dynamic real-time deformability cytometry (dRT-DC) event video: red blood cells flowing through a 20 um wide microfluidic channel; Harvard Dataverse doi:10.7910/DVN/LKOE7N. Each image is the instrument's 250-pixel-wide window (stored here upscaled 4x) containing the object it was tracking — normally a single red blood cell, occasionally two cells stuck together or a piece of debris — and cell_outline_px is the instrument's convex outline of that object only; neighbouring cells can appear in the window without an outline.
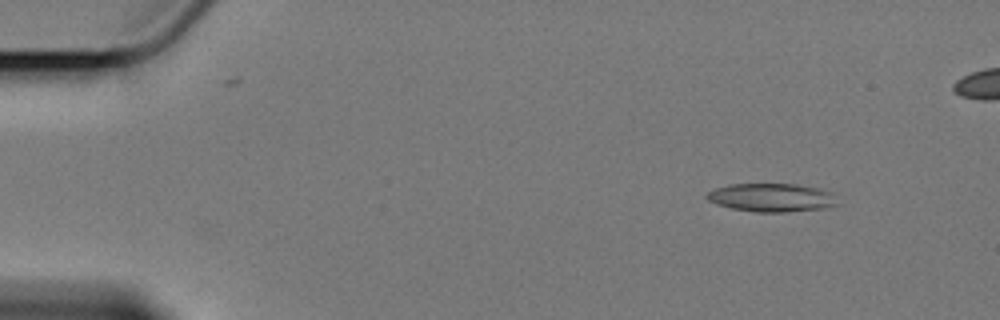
{"species": "Egyptian fruit bat (a non-hibernating species)", "species_latin": "Rousettus aegyptiacus", "temperature_condition": "cold", "stored_images_in_passage": 20, "camera_frame_rate_fps": 3000, "um_per_image_px": 0.085, "animal": {"sex": "female"}, "frame": {"image": 1, "passage_image": 6, "time_ms": 1.667, "image_size_px": [1000, 320], "cell_outline_px": [[840, 204], [824, 208], [788, 212], [756, 212], [732, 208], [716, 204], [708, 200], [704, 196], [708, 192], [716, 188], [728, 184], [796, 184], [816, 188], [832, 192]], "centroid_in_image_um": [65.59, 16.79], "position_along_channel_um": 19.4, "area_um2": 21.68}}
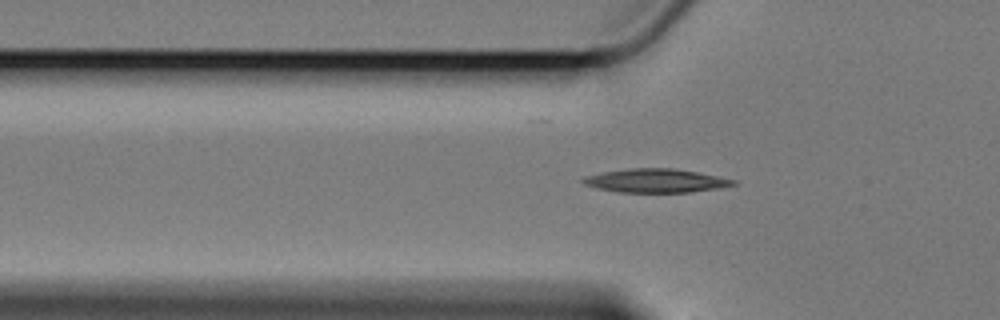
{"frame": {"image": 2, "passage_image": 19, "time_ms": 6.0, "image_size_px": [1000, 320], "cell_outline_px": [[736, 184], [716, 188], [688, 192], [616, 192], [596, 188], [584, 184], [580, 180], [588, 176], [604, 172], [632, 168], [672, 168], [696, 172], [736, 180]], "centroid_in_image_um": [55.71, 15.36], "position_along_channel_um": 70.1, "area_um2": 20.35}}